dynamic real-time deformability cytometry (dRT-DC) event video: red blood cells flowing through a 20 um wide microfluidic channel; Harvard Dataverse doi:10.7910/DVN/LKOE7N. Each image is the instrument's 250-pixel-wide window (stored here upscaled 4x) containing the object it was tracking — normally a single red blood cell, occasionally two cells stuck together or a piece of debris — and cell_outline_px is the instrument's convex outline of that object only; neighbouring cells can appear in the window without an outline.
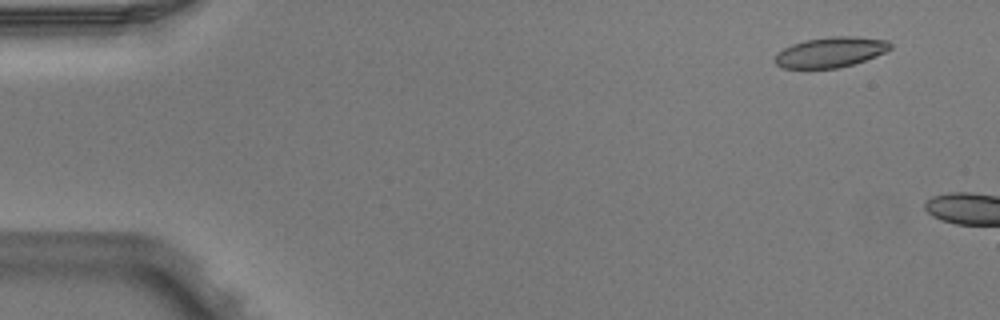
{"species": "Egyptian fruit bat (a non-hibernating species)", "species_latin": "Rousettus aegyptiacus", "temperature_condition": "warm", "stored_images_in_passage": 3, "camera_frame_rate_fps": 3000, "um_per_image_px": 0.085, "animal": {"sex": "male"}, "frame": {"image": 1, "passage_image": 1, "time_ms": 0.0, "image_size_px": [1000, 320], "cell_outline_px": [[892, 48], [876, 56], [852, 64], [836, 68], [784, 68], [776, 64], [776, 56], [784, 48], [792, 44], [804, 40], [828, 36], [856, 36], [888, 40], [892, 44]], "centroid_in_image_um": [70.63, 4.41], "position_along_channel_um": 14.4, "area_um2": 20.23}}